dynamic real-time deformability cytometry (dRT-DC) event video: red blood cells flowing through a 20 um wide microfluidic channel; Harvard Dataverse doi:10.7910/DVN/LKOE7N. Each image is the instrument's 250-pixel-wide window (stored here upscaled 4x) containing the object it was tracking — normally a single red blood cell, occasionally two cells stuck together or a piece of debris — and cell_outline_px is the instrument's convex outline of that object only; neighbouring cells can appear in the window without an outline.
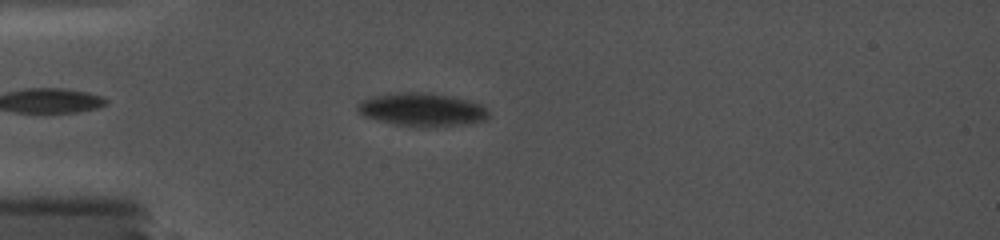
{"species": "common noctule bat (a hibernating species)", "species_latin": "Nyctalus noctula", "temperature_condition": "cold", "stored_images_in_passage": 33, "camera_frame_rate_fps": 5000, "um_per_image_px": 0.085, "animal": {"sex": "female", "body_mass_g": 19.0, "forearm_length_mm": 56.7}, "frame": {"image": 1, "passage_image": 6, "time_ms": 1.6, "image_size_px": [1000, 240], "cell_outline_px": [[488, 120], [464, 124], [424, 128], [412, 128], [392, 124], [364, 116], [356, 108], [356, 104], [360, 100], [372, 96], [388, 92], [432, 92], [452, 96], [468, 100], [480, 104], [488, 112]], "centroid_in_image_um": [35.83, 9.32], "position_along_channel_um": 49.2, "area_um2": 26.07}}
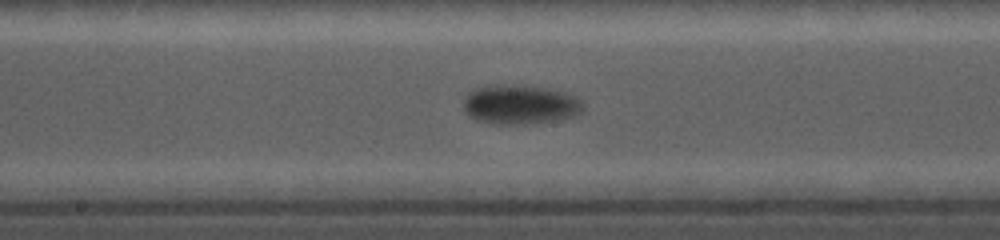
{"frame": {"image": 2, "passage_image": 18, "time_ms": 6.4, "image_size_px": [1000, 240], "cell_outline_px": [[584, 108], [580, 112], [572, 116], [552, 120], [524, 124], [500, 124], [480, 120], [468, 116], [464, 108], [464, 100], [468, 92], [472, 88], [496, 84], [516, 84], [544, 88], [564, 92], [576, 96], [584, 104]], "centroid_in_image_um": [44.18, 8.86], "position_along_channel_um": 204.0, "area_um2": 27.34}}
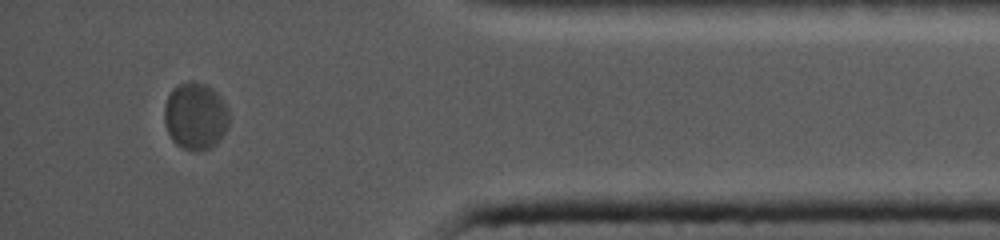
{"frame": {"image": 3, "passage_image": 30, "time_ms": 12.8, "image_size_px": [1000, 240], "cell_outline_px": [[228, 128], [220, 140], [216, 144], [200, 152], [196, 152], [184, 148], [176, 144], [172, 140], [168, 132], [164, 120], [164, 108], [168, 96], [172, 88], [180, 84], [192, 80], [204, 84], [212, 88], [224, 100], [228, 108]], "centroid_in_image_um": [16.62, 9.87], "position_along_channel_um": 418.6, "area_um2": 25.55}}